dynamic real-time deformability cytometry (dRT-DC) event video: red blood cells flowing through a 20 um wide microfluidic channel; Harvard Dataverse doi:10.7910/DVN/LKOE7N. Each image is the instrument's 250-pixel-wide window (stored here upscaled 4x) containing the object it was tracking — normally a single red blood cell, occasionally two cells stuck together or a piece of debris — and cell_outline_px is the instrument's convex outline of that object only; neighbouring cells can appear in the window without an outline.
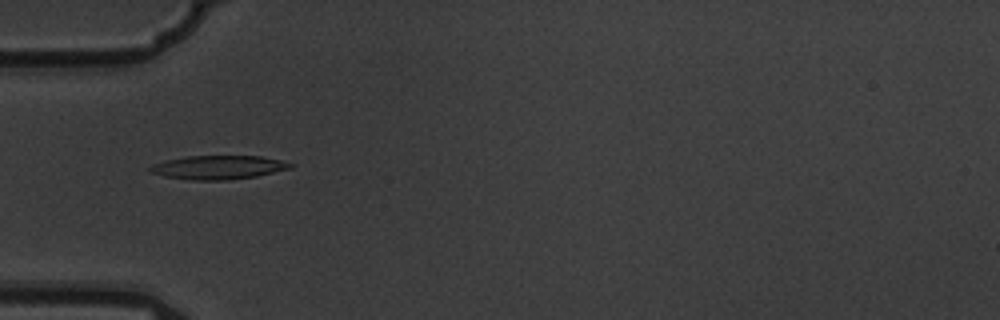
{"species": "common noctule bat (a hibernating species)", "species_latin": "Nyctalus noctula", "temperature_condition": "warm", "stored_images_in_passage": 9, "camera_frame_rate_fps": 3000, "um_per_image_px": 0.085, "animal": {"sex": "male", "body_mass_g": 19.5, "forearm_length_mm": 54.6}, "frame": {"image": 1, "passage_image": 6, "time_ms": 1.667, "image_size_px": [1000, 320], "cell_outline_px": [[296, 164], [292, 168], [256, 176], [228, 180], [192, 180], [164, 176], [152, 172], [148, 168], [152, 164], [164, 160], [188, 156], [260, 156], [280, 160]], "centroid_in_image_um": [18.57, 14.22], "position_along_channel_um": 66.4, "area_um2": 19.42}}
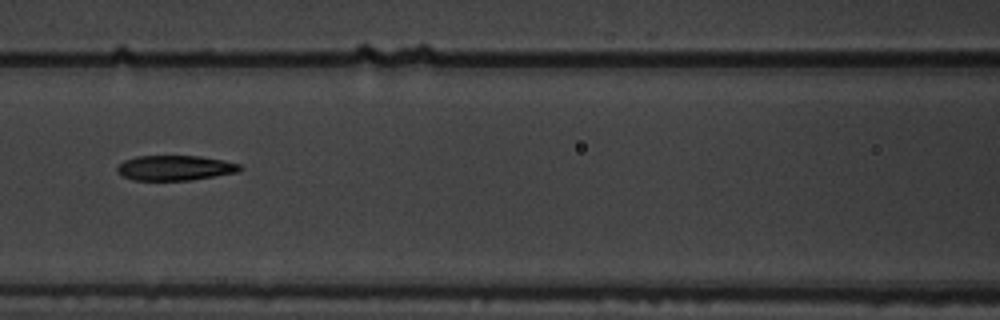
{"frame": {"image": 2, "passage_image": 8, "time_ms": 2.333, "image_size_px": [1000, 320], "cell_outline_px": [[244, 168], [236, 172], [192, 180], [132, 180], [120, 176], [116, 172], [116, 168], [124, 160], [136, 156], [200, 156], [224, 160], [240, 164]], "centroid_in_image_um": [14.84, 14.27], "position_along_channel_um": 151.8, "area_um2": 18.03}}
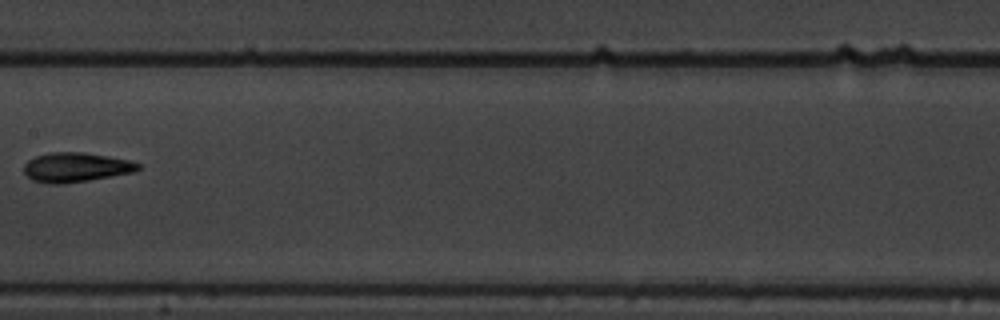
{"frame": {"image": 3, "passage_image": 9, "time_ms": 2.667, "image_size_px": [1000, 320], "cell_outline_px": [[140, 168], [136, 172], [64, 184], [48, 184], [32, 180], [24, 172], [24, 164], [28, 160], [36, 156], [48, 152], [84, 152], [108, 156], [128, 160], [140, 164]], "centroid_in_image_um": [6.44, 14.22], "position_along_channel_um": 201.0, "area_um2": 19.71}}